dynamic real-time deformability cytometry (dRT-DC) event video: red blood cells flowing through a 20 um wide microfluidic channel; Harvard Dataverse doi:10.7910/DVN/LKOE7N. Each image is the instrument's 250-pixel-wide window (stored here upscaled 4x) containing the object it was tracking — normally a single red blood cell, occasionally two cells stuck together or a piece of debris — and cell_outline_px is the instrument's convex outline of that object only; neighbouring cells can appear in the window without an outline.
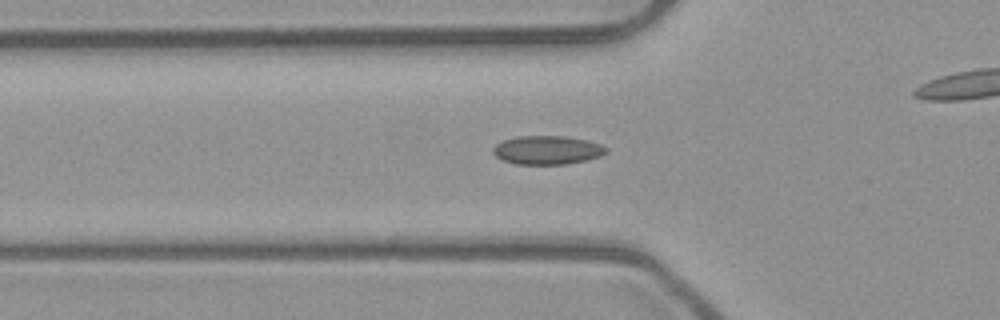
{"species": "common noctule bat (a hibernating species)", "species_latin": "Nyctalus noctula", "temperature_condition": "room temperature", "stored_images_in_passage": 34, "camera_frame_rate_fps": 3000, "um_per_image_px": 0.085, "animal": {"sex": "male", "body_mass_g": 23.1, "forearm_length_mm": 52.7}, "frame": {"image": 1, "passage_image": 6, "time_ms": 1.667, "image_size_px": [1000, 320], "cell_outline_px": [[608, 152], [600, 156], [588, 160], [568, 164], [516, 164], [504, 160], [496, 156], [492, 152], [492, 148], [496, 144], [504, 140], [516, 136], [564, 136], [584, 140], [600, 144], [608, 148]], "centroid_in_image_um": [46.52, 12.76], "position_along_channel_um": 79.3, "area_um2": 18.9}}
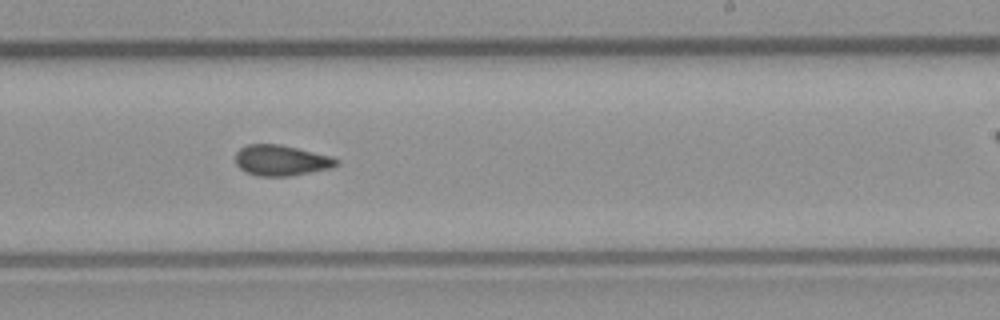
{"frame": {"image": 2, "passage_image": 20, "time_ms": 6.333, "image_size_px": [1000, 320], "cell_outline_px": [[340, 160], [332, 168], [288, 176], [256, 176], [244, 172], [236, 164], [236, 152], [240, 148], [248, 144], [280, 144], [332, 156]], "centroid_in_image_um": [23.89, 13.63], "position_along_channel_um": 265.1, "area_um2": 18.09}}
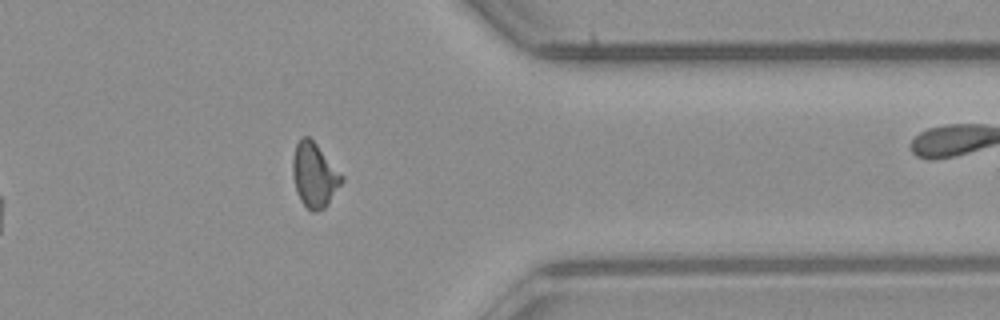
{"frame": {"image": 3, "passage_image": 30, "time_ms": 9.667, "image_size_px": [1000, 320], "cell_outline_px": [[344, 180], [328, 204], [324, 208], [316, 212], [312, 212], [300, 200], [292, 176], [292, 160], [296, 144], [304, 136], [308, 136], [316, 144], [344, 176]], "centroid_in_image_um": [26.73, 14.9], "position_along_channel_um": 384.7, "area_um2": 18.26}, "authors_computed_cell_mechanics": {"area_um2": 17.9758, "velocity_mm_per_s": 3.9546, "shape_relaxation_time_tau1_ms": null, "shape_relaxation_time_tau2_ms": 3.0089, "deformation_change_tau1": null, "deformation_change_tau2": 0.0758}}